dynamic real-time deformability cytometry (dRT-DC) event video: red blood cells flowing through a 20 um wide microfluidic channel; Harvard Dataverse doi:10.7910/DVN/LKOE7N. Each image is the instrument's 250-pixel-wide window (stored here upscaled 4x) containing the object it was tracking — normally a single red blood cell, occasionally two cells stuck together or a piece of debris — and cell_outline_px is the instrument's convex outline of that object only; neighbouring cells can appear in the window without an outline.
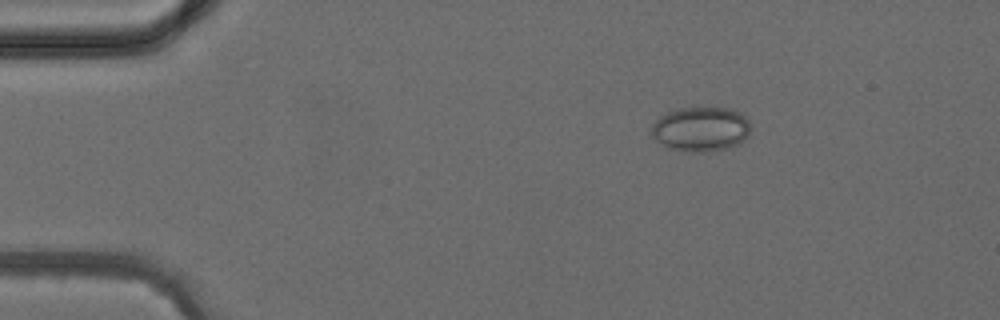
{"species": "common noctule bat (a hibernating species)", "species_latin": "Nyctalus noctula", "temperature_condition": "cold", "stored_images_in_passage": 3, "camera_frame_rate_fps": 3000, "um_per_image_px": 0.085, "animal": {"sex": "female", "body_mass_g": 24.6, "forearm_length_mm": 56.2}, "frame": {"image": 1, "passage_image": 1, "time_ms": 0.0, "image_size_px": [1000, 320], "cell_outline_px": [[748, 136], [744, 140], [728, 148], [712, 152], [684, 152], [672, 148], [656, 140], [652, 136], [652, 124], [660, 116], [676, 108], [728, 108], [740, 112], [748, 120]], "centroid_in_image_um": [59.56, 10.98], "position_along_channel_um": 25.4, "area_um2": 25.66}}